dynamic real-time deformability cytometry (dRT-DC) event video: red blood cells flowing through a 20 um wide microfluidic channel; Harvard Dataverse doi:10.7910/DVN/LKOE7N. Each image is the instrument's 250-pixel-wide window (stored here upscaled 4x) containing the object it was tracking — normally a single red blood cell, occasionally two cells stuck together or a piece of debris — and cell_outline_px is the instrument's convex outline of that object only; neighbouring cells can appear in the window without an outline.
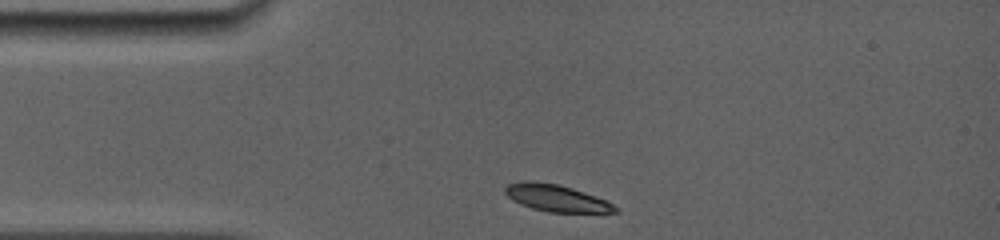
{"species": "common noctule bat (a hibernating species)", "species_latin": "Nyctalus noctula", "temperature_condition": "room temperature", "stored_images_in_passage": 38, "camera_frame_rate_fps": 5000, "um_per_image_px": 0.085, "animal": {"sex": "female", "body_mass_g": 19.0, "forearm_length_mm": 56.7}, "frame": {"image": 1, "passage_image": 1, "time_ms": 0.0, "image_size_px": [1000, 240], "cell_outline_px": [[620, 212], [548, 212], [532, 208], [520, 204], [512, 200], [504, 192], [504, 188], [508, 184], [520, 180], [536, 180], [556, 184], [572, 188], [584, 192], [604, 200], [620, 208]], "centroid_in_image_um": [47.24, 16.82], "position_along_channel_um": 37.8, "area_um2": 17.28}}
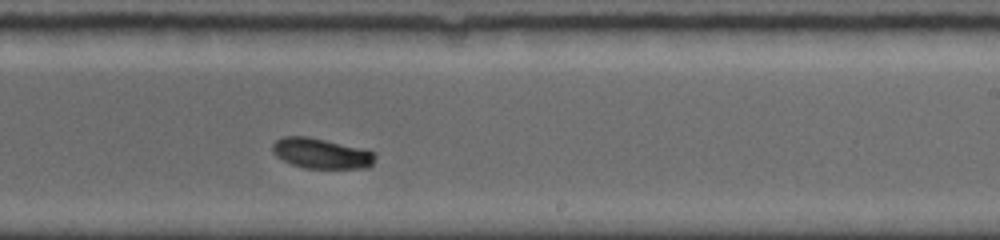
{"frame": {"image": 2, "passage_image": 22, "time_ms": 6.4, "image_size_px": [1000, 240], "cell_outline_px": [[376, 156], [372, 164], [368, 168], [304, 168], [292, 164], [276, 156], [272, 152], [272, 144], [276, 140], [284, 136], [308, 136], [376, 152]], "centroid_in_image_um": [27.29, 13.04], "position_along_channel_um": 261.7, "area_um2": 18.03}}
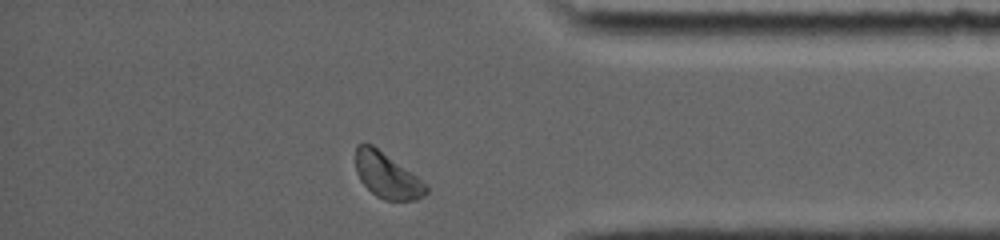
{"frame": {"image": 3, "passage_image": 38, "time_ms": 10.2, "image_size_px": [1000, 240], "cell_outline_px": [[428, 192], [424, 196], [416, 200], [384, 200], [376, 196], [360, 180], [356, 172], [356, 144], [364, 140], [372, 144], [428, 184]], "centroid_in_image_um": [32.89, 14.9], "position_along_channel_um": 402.3, "area_um2": 18.79}, "authors_computed_cell_mechanics": {"area_um2": 18.3804, "velocity_mm_per_s": 3.893, "shape_relaxation_time_tau1_ms": 2.4987, "shape_relaxation_time_tau2_ms": null, "deformation_change_tau1": 0.0895, "deformation_change_tau2": null}}